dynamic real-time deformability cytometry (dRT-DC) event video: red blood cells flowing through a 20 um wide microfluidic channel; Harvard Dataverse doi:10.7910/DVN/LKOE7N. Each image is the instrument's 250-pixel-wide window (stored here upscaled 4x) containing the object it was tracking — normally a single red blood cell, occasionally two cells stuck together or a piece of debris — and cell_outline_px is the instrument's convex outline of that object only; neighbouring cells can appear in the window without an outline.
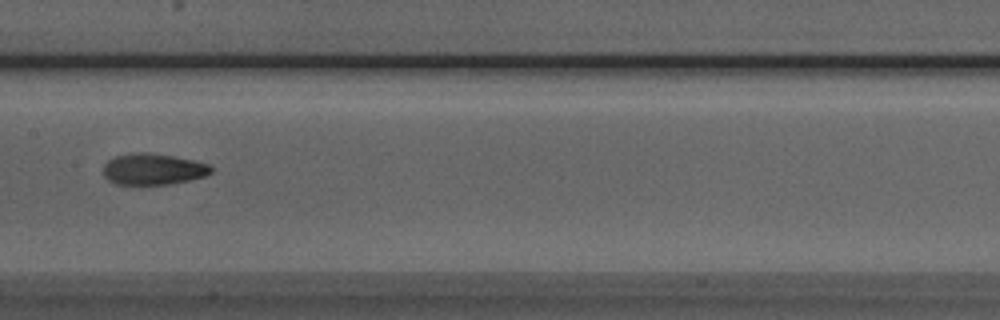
{"species": "Egyptian fruit bat (a non-hibernating species)", "species_latin": "Rousettus aegyptiacus", "temperature_condition": "room temperature", "stored_images_in_passage": 7, "camera_frame_rate_fps": 3000, "um_per_image_px": 0.085, "animal": {"sex": "male"}, "frame": {"image": 1, "passage_image": 7, "time_ms": 7.667, "image_size_px": [1000, 320], "cell_outline_px": [[212, 172], [204, 176], [188, 180], [168, 184], [140, 188], [116, 184], [108, 180], [104, 176], [104, 164], [108, 160], [116, 156], [136, 152], [148, 152], [172, 156], [192, 160], [208, 164], [212, 168]], "centroid_in_image_um": [12.95, 14.42], "position_along_channel_um": 194.4, "area_um2": 20.17}}